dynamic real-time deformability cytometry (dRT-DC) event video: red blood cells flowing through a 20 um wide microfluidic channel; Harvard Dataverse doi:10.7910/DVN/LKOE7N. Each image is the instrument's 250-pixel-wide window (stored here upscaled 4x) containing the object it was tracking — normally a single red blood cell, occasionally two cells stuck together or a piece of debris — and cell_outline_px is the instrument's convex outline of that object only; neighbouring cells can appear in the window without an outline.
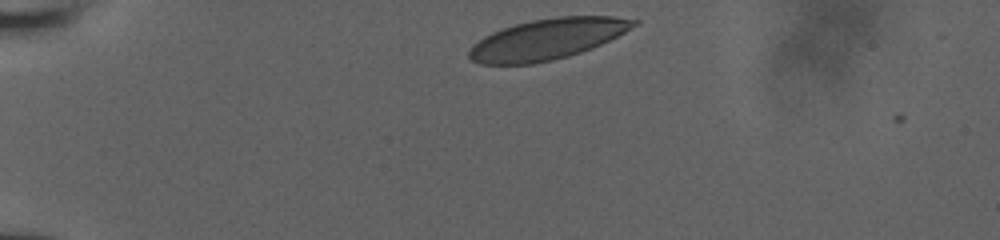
{"species": "human", "species_latin": "Homo sapiens", "temperature_condition": "room temperature", "stored_images_in_passage": 4, "camera_frame_rate_fps": 3000, "um_per_image_px": 0.085, "donor": {"sex": "male"}, "frame": {"image": 1, "passage_image": 1, "time_ms": 0.0, "image_size_px": [1000, 240], "cell_outline_px": [[640, 24], [592, 48], [568, 56], [552, 60], [532, 64], [480, 64], [472, 60], [468, 56], [468, 52], [472, 44], [484, 36], [492, 32], [516, 24], [532, 20], [556, 16], [612, 16], [640, 20]], "centroid_in_image_um": [46.52, 3.32], "position_along_channel_um": 38.5, "area_um2": 39.02}}